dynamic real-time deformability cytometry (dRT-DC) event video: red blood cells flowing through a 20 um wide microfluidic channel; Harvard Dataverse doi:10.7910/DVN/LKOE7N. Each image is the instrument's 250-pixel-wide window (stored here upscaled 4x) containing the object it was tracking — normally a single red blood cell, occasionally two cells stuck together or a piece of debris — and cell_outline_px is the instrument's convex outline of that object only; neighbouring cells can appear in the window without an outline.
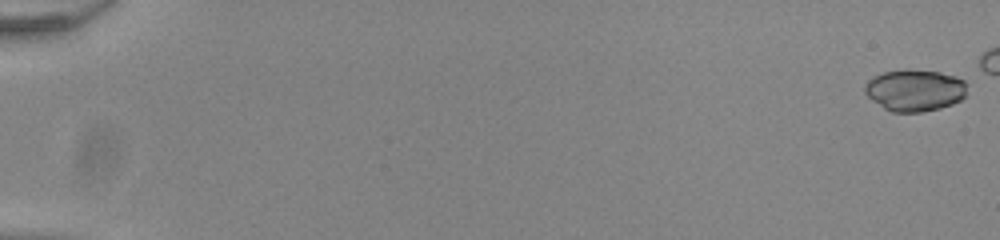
{"species": "common noctule bat (a hibernating species)", "species_latin": "Nyctalus noctula", "temperature_condition": "room temperature", "stored_images_in_passage": 46, "camera_frame_rate_fps": 3000, "um_per_image_px": 0.085, "animal": {"sex": "male", "body_mass_g": 20.0, "forearm_length_mm": 53.3}, "frame": {"image": 1, "passage_image": 1, "time_ms": 0.0, "image_size_px": [1000, 240], "cell_outline_px": [[968, 84], [964, 96], [960, 100], [952, 104], [940, 108], [920, 112], [892, 112], [884, 108], [872, 100], [864, 92], [864, 84], [872, 76], [884, 72], [940, 72], [956, 76], [964, 80]], "centroid_in_image_um": [77.76, 7.71], "position_along_channel_um": 7.2, "area_um2": 24.39}}